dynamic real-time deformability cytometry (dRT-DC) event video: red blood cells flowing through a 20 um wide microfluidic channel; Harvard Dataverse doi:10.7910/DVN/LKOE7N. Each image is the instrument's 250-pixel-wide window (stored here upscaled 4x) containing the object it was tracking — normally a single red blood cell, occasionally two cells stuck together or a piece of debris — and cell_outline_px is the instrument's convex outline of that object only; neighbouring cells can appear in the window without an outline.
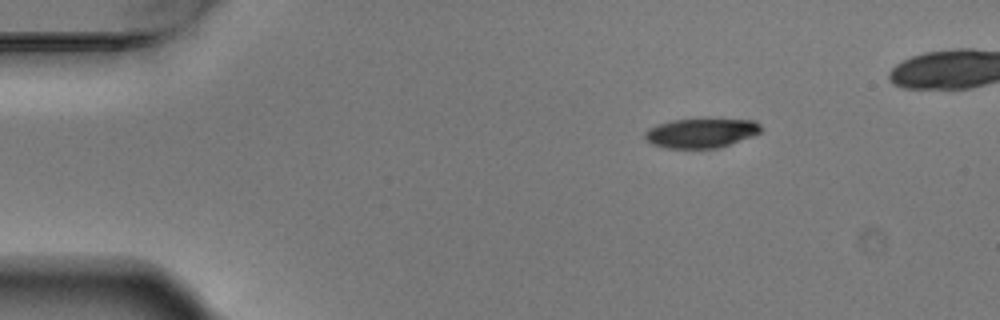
{"species": "Egyptian fruit bat (a non-hibernating species)", "species_latin": "Rousettus aegyptiacus", "temperature_condition": "warm", "stored_images_in_passage": 4, "segment_of_instrument_passage": [1, 2], "camera_frame_rate_fps": 3000, "um_per_image_px": 0.085, "animal": {"sex": "male"}, "frame": {"image": 1, "passage_image": 1, "time_ms": 0.0, "image_size_px": [1000, 320], "cell_outline_px": [[764, 128], [760, 132], [752, 136], [716, 148], [668, 148], [652, 144], [644, 136], [644, 132], [648, 128], [656, 124], [672, 120], [756, 120]], "centroid_in_image_um": [59.58, 11.31], "position_along_channel_um": 25.4, "area_um2": 19.59}}